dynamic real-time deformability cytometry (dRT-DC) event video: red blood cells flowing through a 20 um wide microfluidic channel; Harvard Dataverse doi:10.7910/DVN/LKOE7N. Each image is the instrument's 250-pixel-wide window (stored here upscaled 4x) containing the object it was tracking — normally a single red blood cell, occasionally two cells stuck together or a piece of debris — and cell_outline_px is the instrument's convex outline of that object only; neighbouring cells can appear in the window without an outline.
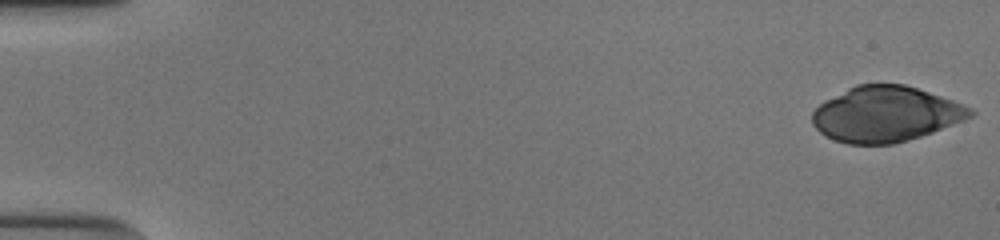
{"species": "human", "species_latin": "Homo sapiens", "temperature_condition": "cold", "stored_images_in_passage": 43, "camera_frame_rate_fps": 3000, "um_per_image_px": 0.085, "donor": {"sex": "male"}, "frame": {"image": 1, "passage_image": 1, "time_ms": 0.0, "image_size_px": [1000, 240], "cell_outline_px": [[976, 112], [972, 116], [964, 120], [932, 132], [920, 136], [892, 144], [848, 144], [832, 140], [824, 136], [812, 124], [812, 112], [824, 100], [856, 84], [904, 84], [964, 104], [972, 108]], "centroid_in_image_um": [75.26, 9.7], "position_along_channel_um": 9.7, "area_um2": 50.98}}
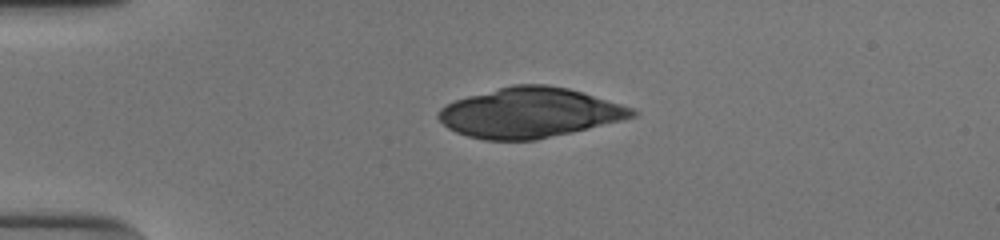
{"frame": {"image": 2, "passage_image": 13, "time_ms": 4.0, "image_size_px": [1000, 240], "cell_outline_px": [[640, 112], [636, 116], [624, 120], [572, 132], [536, 140], [484, 140], [468, 136], [456, 132], [448, 128], [436, 116], [440, 108], [456, 100], [468, 96], [512, 84], [548, 84], [568, 88], [584, 92], [636, 108]], "centroid_in_image_um": [45.08, 9.57], "position_along_channel_um": 39.9, "area_um2": 56.7}}